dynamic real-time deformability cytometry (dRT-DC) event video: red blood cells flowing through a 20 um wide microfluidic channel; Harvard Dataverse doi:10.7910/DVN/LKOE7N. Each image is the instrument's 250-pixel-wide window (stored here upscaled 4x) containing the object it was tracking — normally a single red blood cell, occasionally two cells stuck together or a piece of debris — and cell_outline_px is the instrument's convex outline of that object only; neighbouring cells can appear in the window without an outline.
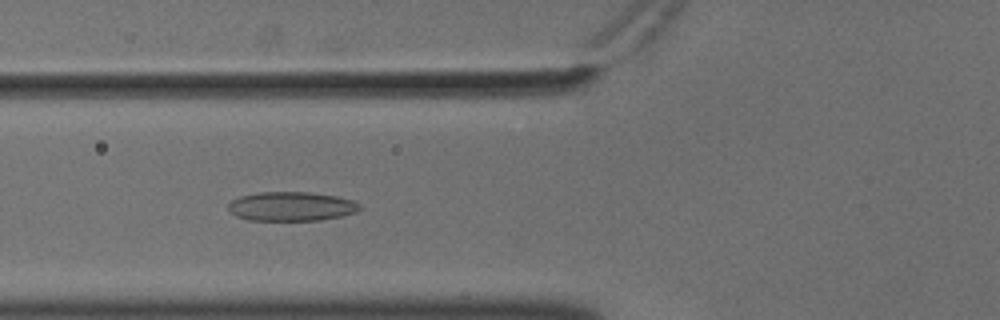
{"species": "common noctule bat (a hibernating species)", "species_latin": "Nyctalus noctula", "temperature_condition": "cold", "stored_images_in_passage": 48, "camera_frame_rate_fps": 3000, "um_per_image_px": 0.085, "animal": {"sex": "male", "body_mass_g": 18.8}, "frame": {"image": 1, "passage_image": 14, "time_ms": 4.333, "image_size_px": [1000, 320], "cell_outline_px": [[360, 208], [356, 212], [340, 216], [320, 220], [248, 220], [236, 216], [228, 212], [228, 204], [232, 200], [240, 196], [256, 192], [308, 192], [336, 196], [352, 200], [360, 204]], "centroid_in_image_um": [24.72, 17.54], "position_along_channel_um": 101.1, "area_um2": 22.37}}
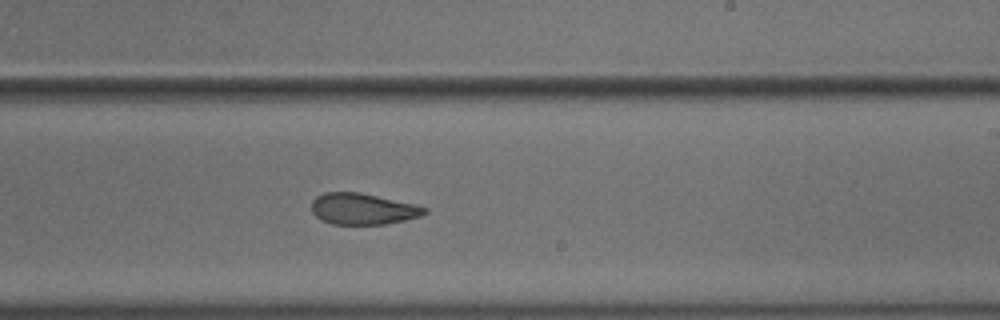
{"frame": {"image": 2, "passage_image": 27, "time_ms": 8.667, "image_size_px": [1000, 320], "cell_outline_px": [[428, 212], [420, 216], [404, 220], [384, 224], [332, 224], [320, 220], [312, 212], [312, 200], [316, 196], [324, 192], [360, 192], [416, 204], [428, 208]], "centroid_in_image_um": [30.83, 17.75], "position_along_channel_um": 258.2, "area_um2": 20.69}}
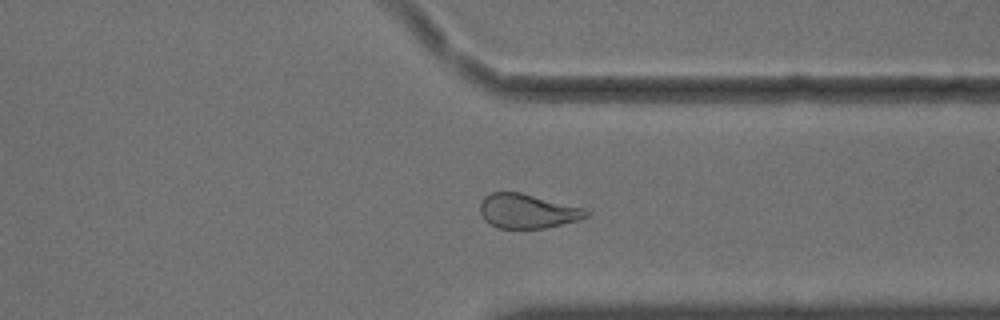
{"frame": {"image": 3, "passage_image": 36, "time_ms": 11.667, "image_size_px": [1000, 320], "cell_outline_px": [[588, 216], [576, 220], [544, 228], [496, 228], [484, 220], [480, 212], [480, 200], [484, 196], [492, 192], [520, 192], [584, 208], [588, 212]], "centroid_in_image_um": [44.76, 17.94], "position_along_channel_um": 366.6, "area_um2": 21.1}, "authors_computed_cell_mechanics": {"area_um2": 22.3686, "velocity_mm_per_s": 3.6113, "shape_relaxation_time_tau1_ms": 6.9539, "shape_relaxation_time_tau2_ms": 2.1784, "deformation_change_tau1": 0.1507, "deformation_change_tau2": 0.0916}}